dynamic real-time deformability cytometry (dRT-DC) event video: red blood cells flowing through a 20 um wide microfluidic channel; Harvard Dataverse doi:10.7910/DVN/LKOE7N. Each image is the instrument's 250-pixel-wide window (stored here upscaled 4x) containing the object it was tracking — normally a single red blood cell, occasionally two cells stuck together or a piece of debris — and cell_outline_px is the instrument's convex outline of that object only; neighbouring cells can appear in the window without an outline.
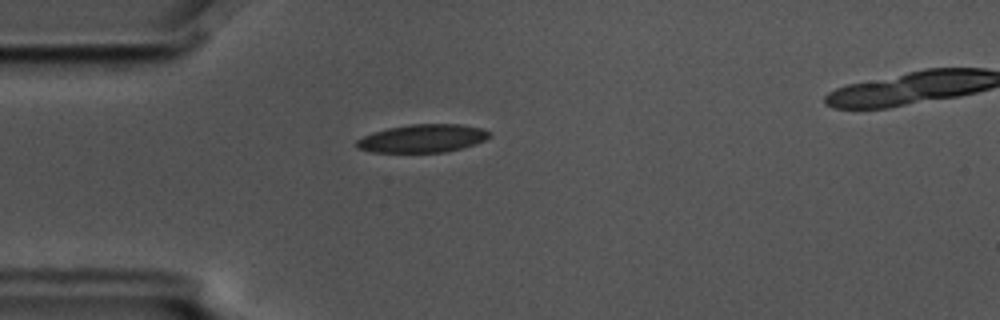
{"species": "common noctule bat (a hibernating species)", "species_latin": "Nyctalus noctula", "temperature_condition": "cold", "stored_images_in_passage": 38, "camera_frame_rate_fps": 3000, "um_per_image_px": 0.085, "animal": {"sex": "male", "body_mass_g": 17.5, "forearm_length_mm": 52.3}, "frame": {"image": 1, "passage_image": 3, "time_ms": 0.667, "image_size_px": [1000, 320], "cell_outline_px": [[492, 136], [476, 144], [464, 148], [444, 152], [372, 152], [356, 148], [356, 140], [372, 132], [388, 128], [412, 124], [460, 124], [484, 128], [492, 132]], "centroid_in_image_um": [35.97, 11.76], "position_along_channel_um": 49.0, "area_um2": 21.96}}
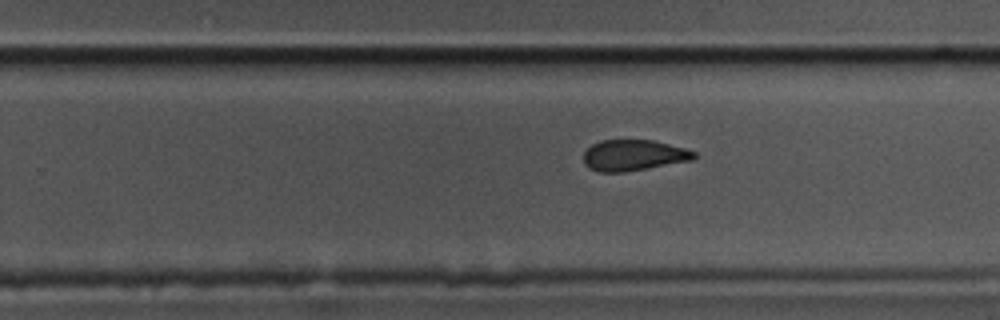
{"frame": {"image": 2, "passage_image": 23, "time_ms": 7.333, "image_size_px": [1000, 320], "cell_outline_px": [[696, 156], [692, 160], [648, 168], [624, 172], [600, 172], [588, 168], [584, 164], [584, 152], [592, 144], [600, 140], [652, 140], [684, 148], [696, 152]], "centroid_in_image_um": [53.82, 13.2], "position_along_channel_um": 276.0, "area_um2": 19.88}}
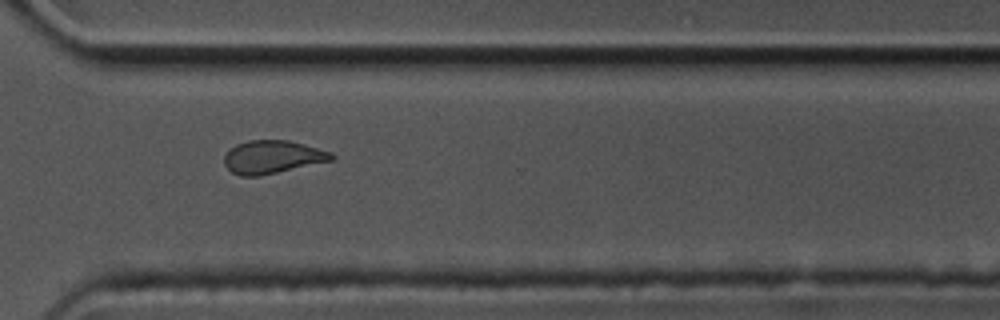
{"frame": {"image": 3, "passage_image": 29, "time_ms": 9.333, "image_size_px": [1000, 320], "cell_outline_px": [[336, 156], [332, 160], [260, 176], [240, 176], [232, 172], [224, 164], [224, 156], [236, 144], [248, 140], [288, 140], [304, 144], [332, 152]], "centroid_in_image_um": [23.16, 13.34], "position_along_channel_um": 347.4, "area_um2": 20.58}, "authors_computed_cell_mechanics": {"area_um2": 21.5305, "velocity_mm_per_s": 3.5673, "shape_relaxation_time_tau1_ms": 8.4099, "shape_relaxation_time_tau2_ms": 3.7195, "deformation_change_tau1": 0.1657, "deformation_change_tau2": 0.1017}}